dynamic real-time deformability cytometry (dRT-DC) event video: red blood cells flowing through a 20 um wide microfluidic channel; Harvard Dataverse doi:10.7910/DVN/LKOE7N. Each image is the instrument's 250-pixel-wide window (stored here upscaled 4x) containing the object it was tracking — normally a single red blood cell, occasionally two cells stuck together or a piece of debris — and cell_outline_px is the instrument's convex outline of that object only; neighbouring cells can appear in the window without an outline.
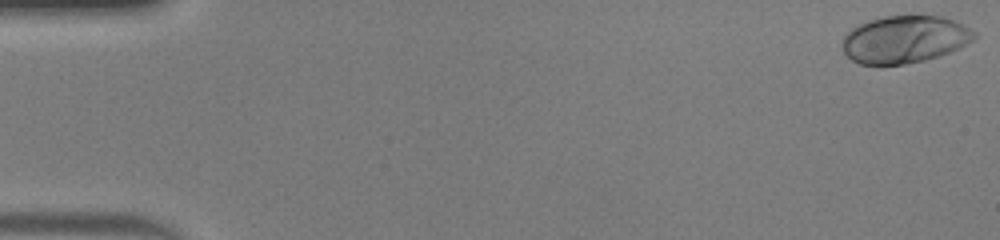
{"species": "human", "species_latin": "Homo sapiens", "temperature_condition": "warm", "stored_images_in_passage": 48, "camera_frame_rate_fps": 3000, "um_per_image_px": 0.085, "donor": {"sex": "male"}, "frame": {"image": 1, "passage_image": 1, "time_ms": 0.0, "image_size_px": [1000, 240], "cell_outline_px": [[976, 36], [972, 40], [960, 48], [924, 60], [904, 64], [860, 64], [852, 60], [844, 52], [840, 44], [844, 36], [852, 28], [868, 20], [884, 16], [912, 12], [944, 16], [976, 32]], "centroid_in_image_um": [76.88, 3.29], "position_along_channel_um": 8.1, "area_um2": 36.99}}
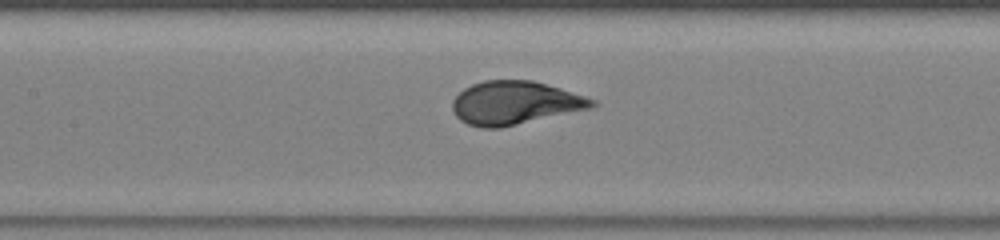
{"frame": {"image": 2, "passage_image": 23, "time_ms": 7.333, "image_size_px": [1000, 240], "cell_outline_px": [[600, 104], [592, 108], [500, 128], [480, 128], [468, 124], [460, 120], [456, 116], [452, 108], [452, 100], [464, 88], [472, 84], [484, 80], [532, 80], [560, 88], [596, 100]], "centroid_in_image_um": [43.77, 8.75], "position_along_channel_um": 163.6, "area_um2": 35.32}}
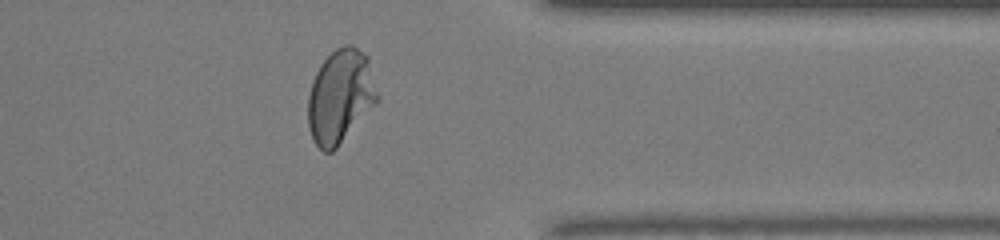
{"frame": {"image": 3, "passage_image": 39, "time_ms": 12.667, "image_size_px": [1000, 240], "cell_outline_px": [[380, 100], [336, 148], [332, 152], [324, 152], [316, 144], [312, 136], [308, 124], [308, 96], [312, 80], [320, 64], [336, 48], [344, 44], [352, 44], [364, 52], [368, 56], [380, 96]], "centroid_in_image_um": [28.96, 8.16], "position_along_channel_um": 382.4, "area_um2": 38.21}, "authors_computed_cell_mechanics": {"area_um2": 35.7493, "velocity_mm_per_s": 4.2878, "shape_relaxation_time_tau1_ms": 2.5891, "shape_relaxation_time_tau2_ms": null, "deformation_change_tau1": 0.2042, "deformation_change_tau2": null}}